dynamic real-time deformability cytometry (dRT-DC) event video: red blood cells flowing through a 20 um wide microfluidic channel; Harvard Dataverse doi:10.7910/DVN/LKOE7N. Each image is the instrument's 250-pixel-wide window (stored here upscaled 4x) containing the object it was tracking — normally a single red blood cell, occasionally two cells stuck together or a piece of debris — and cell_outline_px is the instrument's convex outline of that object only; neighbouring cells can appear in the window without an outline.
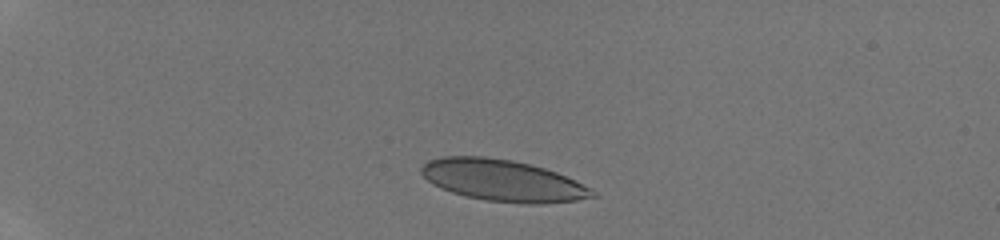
{"species": "human", "species_latin": "Homo sapiens", "temperature_condition": "room temperature", "stored_images_in_passage": 39, "camera_frame_rate_fps": 3000, "um_per_image_px": 0.085, "donor": {"sex": "male"}, "frame": {"image": 1, "passage_image": 1, "time_ms": 0.0, "image_size_px": [1000, 240], "cell_outline_px": [[600, 196], [576, 200], [540, 204], [524, 204], [484, 200], [452, 192], [440, 188], [432, 184], [420, 172], [420, 168], [428, 160], [440, 156], [484, 156], [512, 160], [544, 168], [556, 172], [596, 192]], "centroid_in_image_um": [42.7, 15.34], "position_along_channel_um": 42.3, "area_um2": 41.21}}
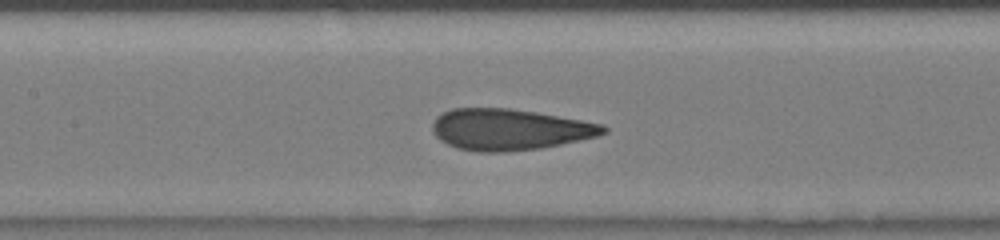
{"frame": {"image": 2, "passage_image": 15, "time_ms": 4.667, "image_size_px": [1000, 240], "cell_outline_px": [[608, 132], [596, 136], [560, 144], [540, 148], [504, 152], [476, 152], [456, 148], [440, 140], [432, 132], [432, 124], [436, 116], [452, 108], [508, 108], [536, 112], [604, 124], [608, 128]], "centroid_in_image_um": [43.28, 11.01], "position_along_channel_um": 164.1, "area_um2": 41.1}}
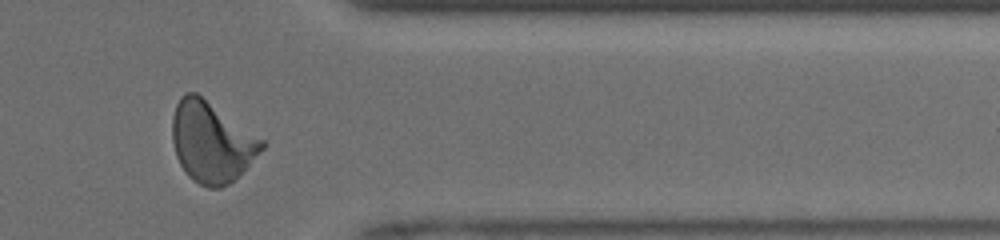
{"frame": {"image": 3, "passage_image": 34, "time_ms": 10.333, "image_size_px": [1000, 240], "cell_outline_px": [[264, 148], [228, 184], [220, 188], [208, 188], [192, 180], [188, 176], [180, 164], [176, 156], [172, 140], [172, 120], [176, 104], [180, 96], [184, 92], [196, 92], [264, 140]], "centroid_in_image_um": [17.94, 12.05], "position_along_channel_um": 393.5, "area_um2": 41.56}, "authors_computed_cell_mechanics": {"area_um2": 40.9802, "velocity_mm_per_s": 4.1393, "shape_relaxation_time_tau1_ms": 6.5485, "shape_relaxation_time_tau2_ms": 0.6132, "deformation_change_tau1": 0.1954, "deformation_change_tau2": 0.0558}}